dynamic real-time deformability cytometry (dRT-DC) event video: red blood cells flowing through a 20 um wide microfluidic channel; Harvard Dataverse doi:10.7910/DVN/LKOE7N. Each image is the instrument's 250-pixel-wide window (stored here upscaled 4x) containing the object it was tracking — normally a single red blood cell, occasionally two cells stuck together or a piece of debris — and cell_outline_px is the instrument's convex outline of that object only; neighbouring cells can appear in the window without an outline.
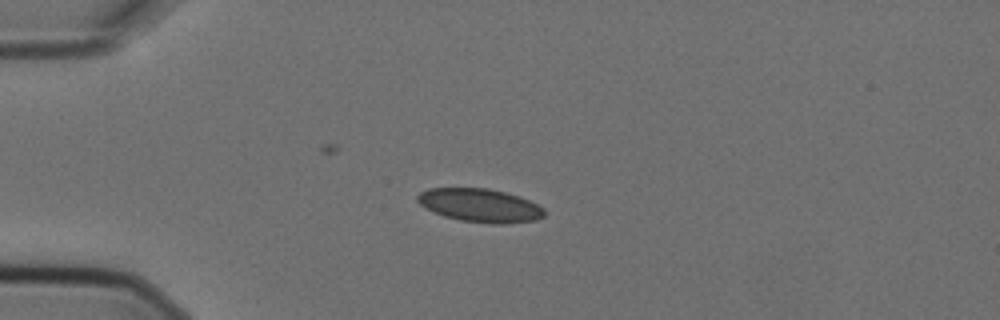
{"species": "Egyptian fruit bat (a non-hibernating species)", "species_latin": "Rousettus aegyptiacus", "temperature_condition": "cold", "stored_images_in_passage": 6, "camera_frame_rate_fps": 3000, "um_per_image_px": 0.085, "animal": {"sex": "female"}, "frame": {"image": 1, "passage_image": 1, "time_ms": 0.0, "image_size_px": [1000, 320], "cell_outline_px": [[544, 216], [536, 220], [504, 224], [492, 224], [460, 220], [444, 216], [432, 212], [424, 208], [416, 200], [416, 196], [420, 192], [428, 188], [488, 188], [504, 192], [528, 200], [544, 208]], "centroid_in_image_um": [40.75, 17.46], "position_along_channel_um": 44.2, "area_um2": 24.74}}
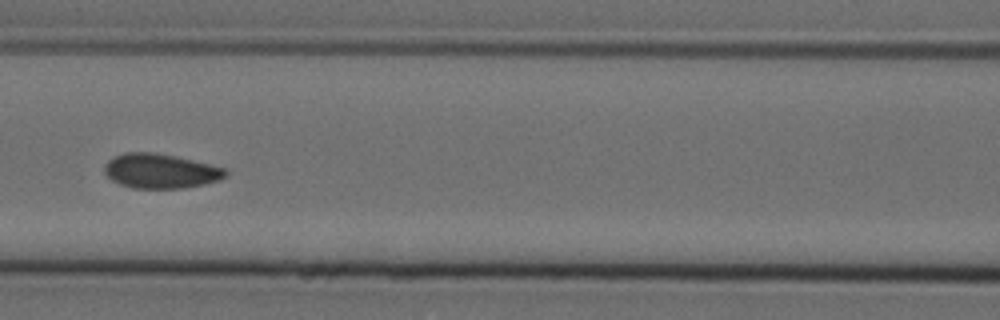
{"frame": {"image": 2, "passage_image": 4, "time_ms": 1.0, "image_size_px": [1000, 320], "cell_outline_px": [[228, 172], [220, 180], [204, 184], [184, 188], [132, 188], [120, 184], [112, 180], [104, 172], [104, 164], [112, 156], [124, 152], [156, 152], [176, 156], [224, 168]], "centroid_in_image_um": [13.6, 14.53], "position_along_channel_um": 153.0, "area_um2": 24.45}}
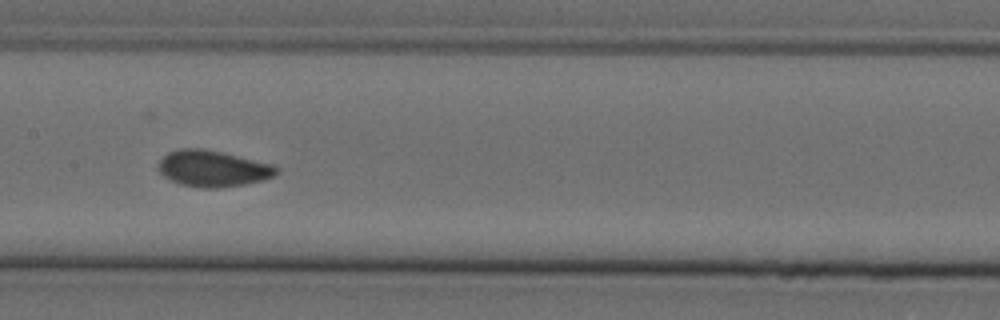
{"frame": {"image": 3, "passage_image": 5, "time_ms": 1.333, "image_size_px": [1000, 320], "cell_outline_px": [[280, 172], [264, 180], [244, 184], [220, 188], [200, 188], [180, 184], [164, 176], [156, 168], [156, 164], [168, 152], [180, 148], [204, 148], [276, 164], [280, 168]], "centroid_in_image_um": [18.12, 14.32], "position_along_channel_um": 189.3, "area_um2": 25.37}}